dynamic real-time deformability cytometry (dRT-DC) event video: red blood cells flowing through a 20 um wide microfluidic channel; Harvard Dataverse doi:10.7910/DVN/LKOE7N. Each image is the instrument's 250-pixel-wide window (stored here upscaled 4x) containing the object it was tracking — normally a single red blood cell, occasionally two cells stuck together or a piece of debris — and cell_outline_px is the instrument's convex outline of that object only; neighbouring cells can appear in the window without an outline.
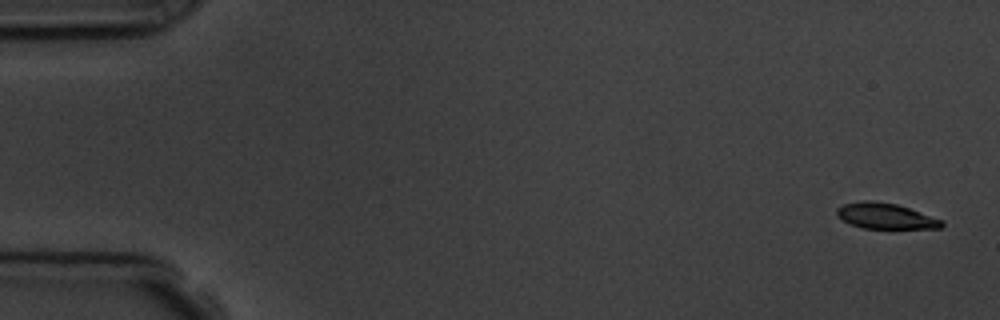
{"species": "common noctule bat (a hibernating species)", "species_latin": "Nyctalus noctula", "temperature_condition": "room temperature", "stored_images_in_passage": 5, "camera_frame_rate_fps": 3000, "um_per_image_px": 0.085, "animal": {"sex": "male", "body_mass_g": 19.5, "forearm_length_mm": 54.6}, "frame": {"image": 1, "passage_image": 1, "time_ms": 0.0, "image_size_px": [1000, 320], "cell_outline_px": [[944, 224], [940, 228], [860, 228], [836, 216], [836, 208], [844, 204], [864, 200], [872, 200], [896, 204], [944, 220]], "centroid_in_image_um": [75.25, 18.35], "position_along_channel_um": 9.7, "area_um2": 15.61}}
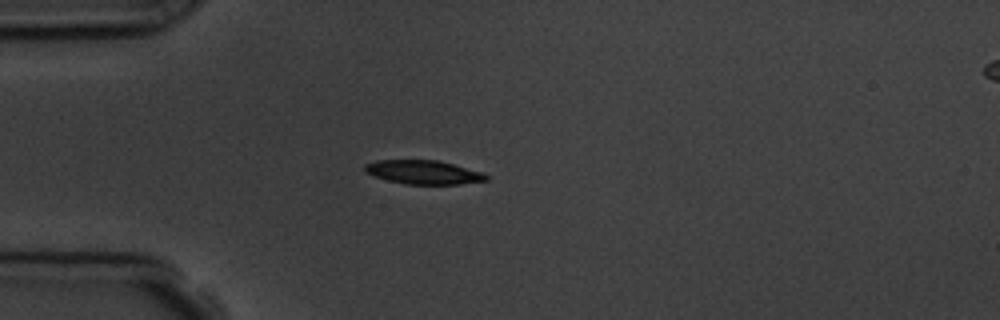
{"frame": {"image": 2, "passage_image": 4, "time_ms": 4.333, "image_size_px": [1000, 320], "cell_outline_px": [[488, 180], [460, 184], [404, 184], [388, 180], [364, 172], [364, 164], [376, 160], [436, 160], [484, 172], [488, 176]], "centroid_in_image_um": [35.99, 14.64], "position_along_channel_um": 49.0, "area_um2": 16.82}}